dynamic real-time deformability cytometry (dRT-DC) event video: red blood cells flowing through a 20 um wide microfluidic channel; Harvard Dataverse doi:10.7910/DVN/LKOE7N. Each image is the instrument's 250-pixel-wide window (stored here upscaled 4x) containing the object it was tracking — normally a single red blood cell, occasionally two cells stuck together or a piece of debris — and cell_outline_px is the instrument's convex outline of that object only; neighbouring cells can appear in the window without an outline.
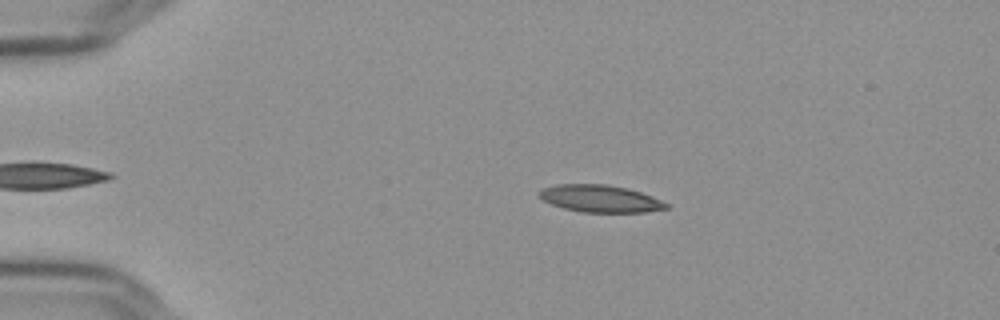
{"species": "Egyptian fruit bat (a non-hibernating species)", "species_latin": "Rousettus aegyptiacus", "temperature_condition": "cold", "stored_images_in_passage": 46, "camera_frame_rate_fps": 3000, "um_per_image_px": 0.085, "frame": {"image": 1, "passage_image": 9, "time_ms": 2.667, "image_size_px": [1000, 320], "cell_outline_px": [[668, 208], [644, 212], [584, 212], [564, 208], [552, 204], [536, 196], [536, 192], [540, 188], [556, 184], [608, 184], [628, 188], [652, 196], [668, 204]], "centroid_in_image_um": [50.95, 16.86], "position_along_channel_um": 34.0, "area_um2": 20.23}}
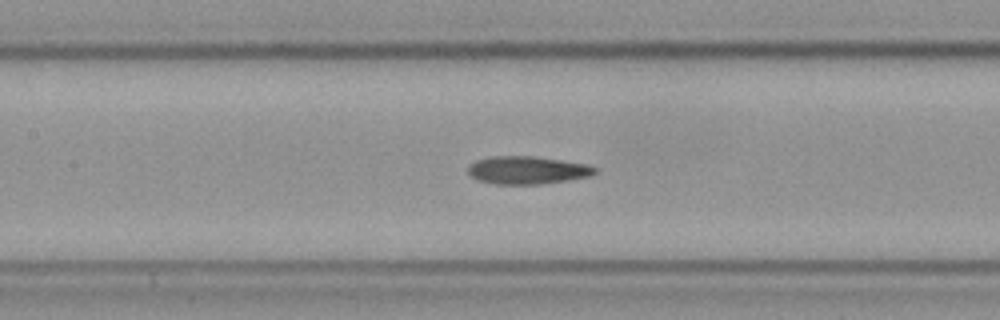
{"frame": {"image": 2, "passage_image": 24, "time_ms": 7.667, "image_size_px": [1000, 320], "cell_outline_px": [[600, 168], [592, 176], [568, 180], [540, 184], [496, 184], [476, 180], [468, 172], [468, 164], [476, 160], [492, 156], [536, 156], [588, 164]], "centroid_in_image_um": [44.85, 14.46], "position_along_channel_um": 162.5, "area_um2": 20.87}}
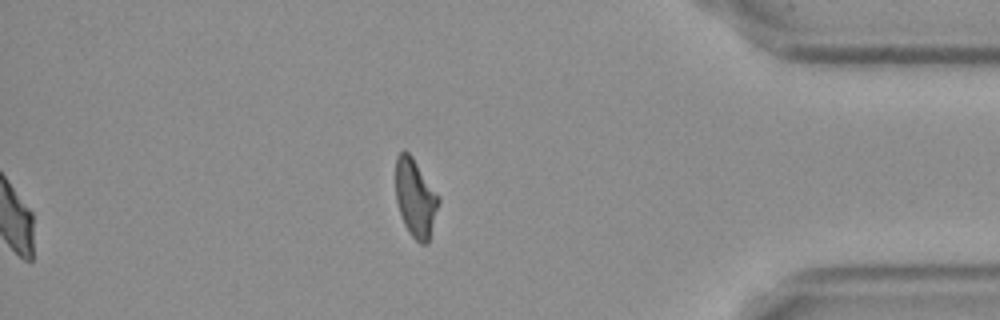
{"frame": {"image": 3, "passage_image": 46, "time_ms": 15.0, "image_size_px": [1000, 320], "cell_outline_px": [[440, 200], [428, 244], [420, 244], [412, 236], [404, 224], [396, 200], [396, 156], [404, 148], [412, 156], [440, 196]], "centroid_in_image_um": [35.32, 16.81], "position_along_channel_um": 399.9, "area_um2": 19.59}, "authors_computed_cell_mechanics": {"area_um2": 20.5768, "velocity_mm_per_s": 3.6431, "shape_relaxation_time_tau1_ms": null, "shape_relaxation_time_tau2_ms": 3.2783, "deformation_change_tau1": null, "deformation_change_tau2": 0.114}}